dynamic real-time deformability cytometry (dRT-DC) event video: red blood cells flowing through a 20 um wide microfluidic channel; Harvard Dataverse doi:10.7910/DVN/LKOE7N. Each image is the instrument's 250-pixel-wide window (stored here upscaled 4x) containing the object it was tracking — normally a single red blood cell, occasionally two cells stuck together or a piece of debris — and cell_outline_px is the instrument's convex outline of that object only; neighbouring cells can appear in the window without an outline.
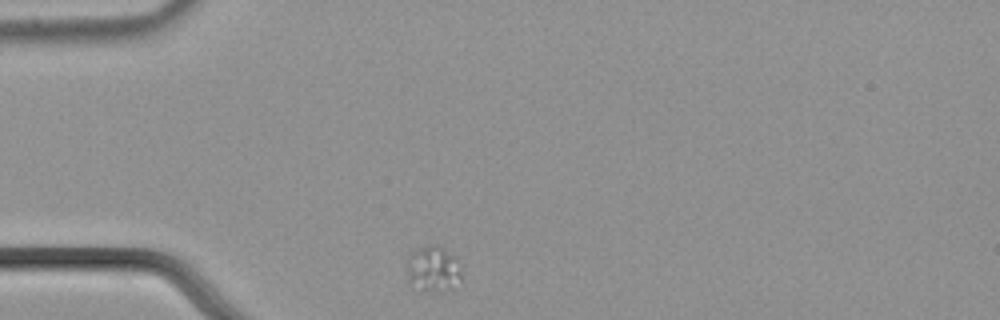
{"species": "common noctule bat (a hibernating species)", "species_latin": "Nyctalus noctula", "temperature_condition": "cold", "stored_images_in_passage": 36, "camera_frame_rate_fps": 3000, "um_per_image_px": 0.085, "animal": {"sex": "male", "body_mass_g": 21.5, "forearm_length_mm": 52.0}, "frame": {"image": 1, "passage_image": 1, "time_ms": 0.0, "image_size_px": [1000, 320], "cell_outline_px": [[464, 280], [452, 288], [440, 292], [424, 292], [408, 276], [408, 256], [412, 252], [428, 244], [436, 244], [444, 248], [452, 256], [460, 268], [464, 276]], "centroid_in_image_um": [36.89, 22.87], "position_along_channel_um": 48.1, "area_um2": 14.45}}
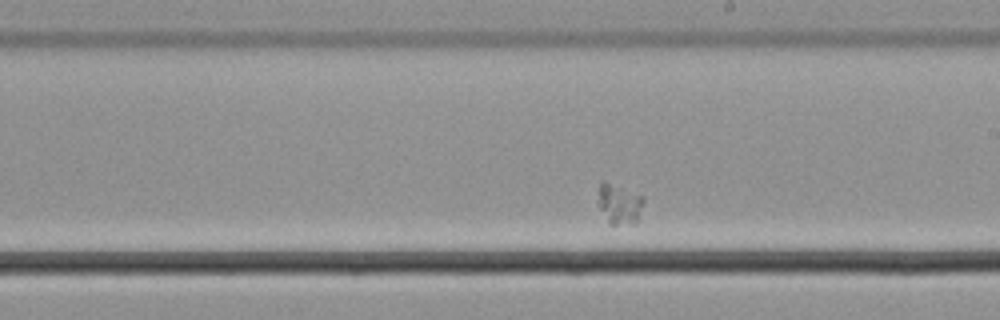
{"frame": {"image": 2, "passage_image": 20, "time_ms": 6.333, "image_size_px": [1000, 320], "cell_outline_px": [[644, 200], [636, 224], [608, 224], [596, 204], [596, 200], [600, 180], [604, 180], [644, 196]], "centroid_in_image_um": [52.58, 17.32], "position_along_channel_um": 236.4, "area_um2": 11.1}}
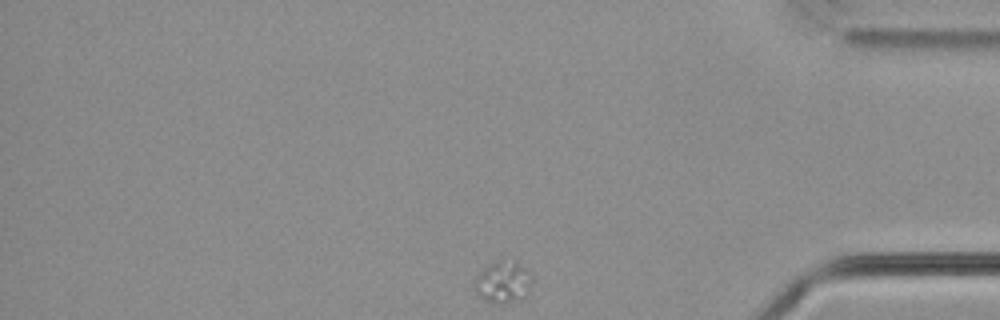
{"frame": {"image": 3, "passage_image": 36, "time_ms": 11.667, "image_size_px": [1000, 320], "cell_outline_px": [[532, 280], [524, 296], [520, 300], [504, 304], [484, 300], [476, 296], [472, 288], [472, 284], [480, 272], [484, 268], [500, 260], [516, 260], [532, 272]], "centroid_in_image_um": [42.74, 23.98], "position_along_channel_um": 392.5, "area_um2": 14.28}}